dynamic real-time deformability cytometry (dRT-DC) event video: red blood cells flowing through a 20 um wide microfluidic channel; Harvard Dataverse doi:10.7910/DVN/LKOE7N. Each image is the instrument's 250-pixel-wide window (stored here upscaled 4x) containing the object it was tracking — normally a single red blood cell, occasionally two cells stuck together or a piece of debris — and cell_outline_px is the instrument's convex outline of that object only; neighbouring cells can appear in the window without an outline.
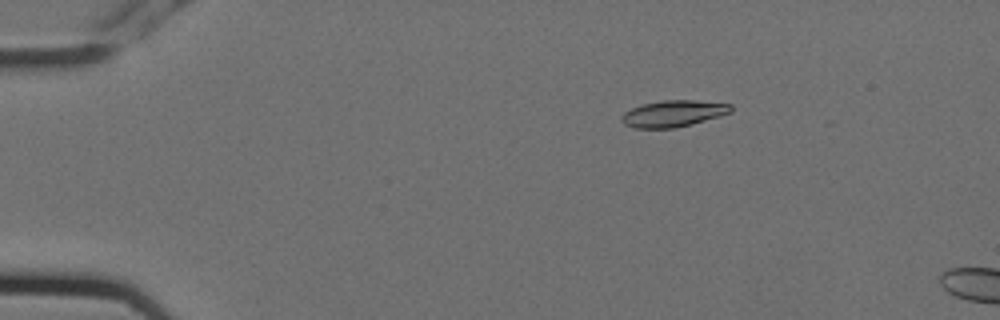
{"species": "Egyptian fruit bat (a non-hibernating species)", "species_latin": "Rousettus aegyptiacus", "temperature_condition": "cold", "stored_images_in_passage": 5, "camera_frame_rate_fps": 3000, "um_per_image_px": 0.085, "animal": {"sex": "female"}, "frame": {"image": 1, "passage_image": 3, "time_ms": 0.667, "image_size_px": [1000, 320], "cell_outline_px": [[732, 112], [720, 116], [692, 124], [676, 128], [636, 128], [624, 124], [620, 120], [620, 116], [624, 112], [632, 108], [644, 104], [664, 100], [692, 100], [732, 104]], "centroid_in_image_um": [57.23, 9.66], "position_along_channel_um": 27.8, "area_um2": 16.88}}